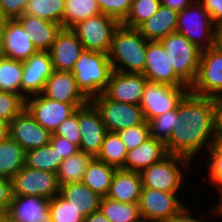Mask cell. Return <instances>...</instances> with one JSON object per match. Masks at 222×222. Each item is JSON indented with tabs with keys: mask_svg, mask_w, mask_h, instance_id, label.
<instances>
[{
	"mask_svg": "<svg viewBox=\"0 0 222 222\" xmlns=\"http://www.w3.org/2000/svg\"><path fill=\"white\" fill-rule=\"evenodd\" d=\"M0 22H3V18L1 17V15H0Z\"/></svg>",
	"mask_w": 222,
	"mask_h": 222,
	"instance_id": "cell-59",
	"label": "cell"
},
{
	"mask_svg": "<svg viewBox=\"0 0 222 222\" xmlns=\"http://www.w3.org/2000/svg\"><path fill=\"white\" fill-rule=\"evenodd\" d=\"M65 0H29L24 14L45 19L57 24L62 23Z\"/></svg>",
	"mask_w": 222,
	"mask_h": 222,
	"instance_id": "cell-36",
	"label": "cell"
},
{
	"mask_svg": "<svg viewBox=\"0 0 222 222\" xmlns=\"http://www.w3.org/2000/svg\"><path fill=\"white\" fill-rule=\"evenodd\" d=\"M54 68L49 51L38 50L29 59L23 61L21 96L25 99L42 94L47 79L53 74Z\"/></svg>",
	"mask_w": 222,
	"mask_h": 222,
	"instance_id": "cell-17",
	"label": "cell"
},
{
	"mask_svg": "<svg viewBox=\"0 0 222 222\" xmlns=\"http://www.w3.org/2000/svg\"><path fill=\"white\" fill-rule=\"evenodd\" d=\"M63 157L50 144L25 152V166L57 173Z\"/></svg>",
	"mask_w": 222,
	"mask_h": 222,
	"instance_id": "cell-32",
	"label": "cell"
},
{
	"mask_svg": "<svg viewBox=\"0 0 222 222\" xmlns=\"http://www.w3.org/2000/svg\"><path fill=\"white\" fill-rule=\"evenodd\" d=\"M213 146L222 153V125L219 123L216 129Z\"/></svg>",
	"mask_w": 222,
	"mask_h": 222,
	"instance_id": "cell-52",
	"label": "cell"
},
{
	"mask_svg": "<svg viewBox=\"0 0 222 222\" xmlns=\"http://www.w3.org/2000/svg\"><path fill=\"white\" fill-rule=\"evenodd\" d=\"M12 196H37L52 199L59 194L57 175L51 171L24 166L12 179Z\"/></svg>",
	"mask_w": 222,
	"mask_h": 222,
	"instance_id": "cell-12",
	"label": "cell"
},
{
	"mask_svg": "<svg viewBox=\"0 0 222 222\" xmlns=\"http://www.w3.org/2000/svg\"><path fill=\"white\" fill-rule=\"evenodd\" d=\"M192 213V207H188V205L186 204L173 216V218L169 222H207L204 221L202 218L200 220L199 217H193L195 214Z\"/></svg>",
	"mask_w": 222,
	"mask_h": 222,
	"instance_id": "cell-49",
	"label": "cell"
},
{
	"mask_svg": "<svg viewBox=\"0 0 222 222\" xmlns=\"http://www.w3.org/2000/svg\"><path fill=\"white\" fill-rule=\"evenodd\" d=\"M147 81L142 73L112 71L103 94L115 102L139 105Z\"/></svg>",
	"mask_w": 222,
	"mask_h": 222,
	"instance_id": "cell-18",
	"label": "cell"
},
{
	"mask_svg": "<svg viewBox=\"0 0 222 222\" xmlns=\"http://www.w3.org/2000/svg\"><path fill=\"white\" fill-rule=\"evenodd\" d=\"M219 123L222 125V99L219 100Z\"/></svg>",
	"mask_w": 222,
	"mask_h": 222,
	"instance_id": "cell-56",
	"label": "cell"
},
{
	"mask_svg": "<svg viewBox=\"0 0 222 222\" xmlns=\"http://www.w3.org/2000/svg\"><path fill=\"white\" fill-rule=\"evenodd\" d=\"M65 11L61 26L71 29L77 23L89 17L100 14V8L95 0H65Z\"/></svg>",
	"mask_w": 222,
	"mask_h": 222,
	"instance_id": "cell-34",
	"label": "cell"
},
{
	"mask_svg": "<svg viewBox=\"0 0 222 222\" xmlns=\"http://www.w3.org/2000/svg\"><path fill=\"white\" fill-rule=\"evenodd\" d=\"M120 24L117 19L100 13L77 23L71 30L81 41L84 50L108 54L114 32Z\"/></svg>",
	"mask_w": 222,
	"mask_h": 222,
	"instance_id": "cell-7",
	"label": "cell"
},
{
	"mask_svg": "<svg viewBox=\"0 0 222 222\" xmlns=\"http://www.w3.org/2000/svg\"><path fill=\"white\" fill-rule=\"evenodd\" d=\"M59 195L78 210L84 217L98 211L101 196L83 182H75L60 187Z\"/></svg>",
	"mask_w": 222,
	"mask_h": 222,
	"instance_id": "cell-27",
	"label": "cell"
},
{
	"mask_svg": "<svg viewBox=\"0 0 222 222\" xmlns=\"http://www.w3.org/2000/svg\"><path fill=\"white\" fill-rule=\"evenodd\" d=\"M49 215L53 222H83L84 216L59 194L49 201Z\"/></svg>",
	"mask_w": 222,
	"mask_h": 222,
	"instance_id": "cell-39",
	"label": "cell"
},
{
	"mask_svg": "<svg viewBox=\"0 0 222 222\" xmlns=\"http://www.w3.org/2000/svg\"><path fill=\"white\" fill-rule=\"evenodd\" d=\"M150 136L162 142H166L172 131L179 128L181 123H178L177 108L161 114L149 122Z\"/></svg>",
	"mask_w": 222,
	"mask_h": 222,
	"instance_id": "cell-38",
	"label": "cell"
},
{
	"mask_svg": "<svg viewBox=\"0 0 222 222\" xmlns=\"http://www.w3.org/2000/svg\"><path fill=\"white\" fill-rule=\"evenodd\" d=\"M83 50L76 34L71 29L62 28L49 50L54 70L71 72Z\"/></svg>",
	"mask_w": 222,
	"mask_h": 222,
	"instance_id": "cell-20",
	"label": "cell"
},
{
	"mask_svg": "<svg viewBox=\"0 0 222 222\" xmlns=\"http://www.w3.org/2000/svg\"><path fill=\"white\" fill-rule=\"evenodd\" d=\"M30 36L33 45L40 51H49L58 33L63 28L60 24L28 14L16 18Z\"/></svg>",
	"mask_w": 222,
	"mask_h": 222,
	"instance_id": "cell-25",
	"label": "cell"
},
{
	"mask_svg": "<svg viewBox=\"0 0 222 222\" xmlns=\"http://www.w3.org/2000/svg\"><path fill=\"white\" fill-rule=\"evenodd\" d=\"M192 163L186 157L168 154L161 161L140 172L142 188L164 192H180V187L185 182L184 177L187 169L192 166Z\"/></svg>",
	"mask_w": 222,
	"mask_h": 222,
	"instance_id": "cell-4",
	"label": "cell"
},
{
	"mask_svg": "<svg viewBox=\"0 0 222 222\" xmlns=\"http://www.w3.org/2000/svg\"><path fill=\"white\" fill-rule=\"evenodd\" d=\"M127 148L118 133L106 132L97 159L120 169L124 166Z\"/></svg>",
	"mask_w": 222,
	"mask_h": 222,
	"instance_id": "cell-33",
	"label": "cell"
},
{
	"mask_svg": "<svg viewBox=\"0 0 222 222\" xmlns=\"http://www.w3.org/2000/svg\"><path fill=\"white\" fill-rule=\"evenodd\" d=\"M88 103H63L51 100L43 94L26 98V109L33 118L51 134L80 107Z\"/></svg>",
	"mask_w": 222,
	"mask_h": 222,
	"instance_id": "cell-13",
	"label": "cell"
},
{
	"mask_svg": "<svg viewBox=\"0 0 222 222\" xmlns=\"http://www.w3.org/2000/svg\"><path fill=\"white\" fill-rule=\"evenodd\" d=\"M218 197H219V202H217L218 204H216L213 209L212 212L214 213V215L216 214V216H222V188L220 190H218Z\"/></svg>",
	"mask_w": 222,
	"mask_h": 222,
	"instance_id": "cell-54",
	"label": "cell"
},
{
	"mask_svg": "<svg viewBox=\"0 0 222 222\" xmlns=\"http://www.w3.org/2000/svg\"><path fill=\"white\" fill-rule=\"evenodd\" d=\"M159 41L164 46L175 73L190 87L197 76L202 50L178 32Z\"/></svg>",
	"mask_w": 222,
	"mask_h": 222,
	"instance_id": "cell-6",
	"label": "cell"
},
{
	"mask_svg": "<svg viewBox=\"0 0 222 222\" xmlns=\"http://www.w3.org/2000/svg\"><path fill=\"white\" fill-rule=\"evenodd\" d=\"M167 155L165 143L150 136L136 148L127 151L125 163L121 169L141 172Z\"/></svg>",
	"mask_w": 222,
	"mask_h": 222,
	"instance_id": "cell-22",
	"label": "cell"
},
{
	"mask_svg": "<svg viewBox=\"0 0 222 222\" xmlns=\"http://www.w3.org/2000/svg\"><path fill=\"white\" fill-rule=\"evenodd\" d=\"M30 36L17 19H3L0 27V55L20 61L29 59L38 51Z\"/></svg>",
	"mask_w": 222,
	"mask_h": 222,
	"instance_id": "cell-14",
	"label": "cell"
},
{
	"mask_svg": "<svg viewBox=\"0 0 222 222\" xmlns=\"http://www.w3.org/2000/svg\"><path fill=\"white\" fill-rule=\"evenodd\" d=\"M117 133L125 144L127 150H132L150 137V127L149 123L145 121L140 125L129 127L128 129L121 130Z\"/></svg>",
	"mask_w": 222,
	"mask_h": 222,
	"instance_id": "cell-42",
	"label": "cell"
},
{
	"mask_svg": "<svg viewBox=\"0 0 222 222\" xmlns=\"http://www.w3.org/2000/svg\"><path fill=\"white\" fill-rule=\"evenodd\" d=\"M45 97L63 103H89L90 100L78 88L74 75L70 71L54 70L47 79Z\"/></svg>",
	"mask_w": 222,
	"mask_h": 222,
	"instance_id": "cell-21",
	"label": "cell"
},
{
	"mask_svg": "<svg viewBox=\"0 0 222 222\" xmlns=\"http://www.w3.org/2000/svg\"><path fill=\"white\" fill-rule=\"evenodd\" d=\"M142 190L140 172L116 169L106 197L122 203L139 204Z\"/></svg>",
	"mask_w": 222,
	"mask_h": 222,
	"instance_id": "cell-23",
	"label": "cell"
},
{
	"mask_svg": "<svg viewBox=\"0 0 222 222\" xmlns=\"http://www.w3.org/2000/svg\"><path fill=\"white\" fill-rule=\"evenodd\" d=\"M49 199L13 196L7 215L11 222H41L49 214Z\"/></svg>",
	"mask_w": 222,
	"mask_h": 222,
	"instance_id": "cell-24",
	"label": "cell"
},
{
	"mask_svg": "<svg viewBox=\"0 0 222 222\" xmlns=\"http://www.w3.org/2000/svg\"><path fill=\"white\" fill-rule=\"evenodd\" d=\"M26 108V99L12 92L0 91V119L11 122Z\"/></svg>",
	"mask_w": 222,
	"mask_h": 222,
	"instance_id": "cell-40",
	"label": "cell"
},
{
	"mask_svg": "<svg viewBox=\"0 0 222 222\" xmlns=\"http://www.w3.org/2000/svg\"><path fill=\"white\" fill-rule=\"evenodd\" d=\"M41 222H53V221H52V219H51V216L48 214V215L46 216V218H45L43 221H41Z\"/></svg>",
	"mask_w": 222,
	"mask_h": 222,
	"instance_id": "cell-58",
	"label": "cell"
},
{
	"mask_svg": "<svg viewBox=\"0 0 222 222\" xmlns=\"http://www.w3.org/2000/svg\"><path fill=\"white\" fill-rule=\"evenodd\" d=\"M78 123L81 135L79 151L87 153L93 158L97 157L107 130L100 112L91 102L78 108Z\"/></svg>",
	"mask_w": 222,
	"mask_h": 222,
	"instance_id": "cell-15",
	"label": "cell"
},
{
	"mask_svg": "<svg viewBox=\"0 0 222 222\" xmlns=\"http://www.w3.org/2000/svg\"><path fill=\"white\" fill-rule=\"evenodd\" d=\"M194 0H160L161 5L174 9L177 12L184 10Z\"/></svg>",
	"mask_w": 222,
	"mask_h": 222,
	"instance_id": "cell-50",
	"label": "cell"
},
{
	"mask_svg": "<svg viewBox=\"0 0 222 222\" xmlns=\"http://www.w3.org/2000/svg\"><path fill=\"white\" fill-rule=\"evenodd\" d=\"M177 117L181 124L165 142L166 150L194 162L199 152L205 153L213 145L219 124V100L188 91L177 105Z\"/></svg>",
	"mask_w": 222,
	"mask_h": 222,
	"instance_id": "cell-1",
	"label": "cell"
},
{
	"mask_svg": "<svg viewBox=\"0 0 222 222\" xmlns=\"http://www.w3.org/2000/svg\"><path fill=\"white\" fill-rule=\"evenodd\" d=\"M49 144L57 150V153L61 155L63 159H66L79 151V148L66 138L55 136L53 134L51 135Z\"/></svg>",
	"mask_w": 222,
	"mask_h": 222,
	"instance_id": "cell-46",
	"label": "cell"
},
{
	"mask_svg": "<svg viewBox=\"0 0 222 222\" xmlns=\"http://www.w3.org/2000/svg\"><path fill=\"white\" fill-rule=\"evenodd\" d=\"M90 102L100 112L108 132L117 133L146 121L140 105L115 102L108 99L103 93L93 97Z\"/></svg>",
	"mask_w": 222,
	"mask_h": 222,
	"instance_id": "cell-9",
	"label": "cell"
},
{
	"mask_svg": "<svg viewBox=\"0 0 222 222\" xmlns=\"http://www.w3.org/2000/svg\"><path fill=\"white\" fill-rule=\"evenodd\" d=\"M111 72L108 54L90 50L82 51L71 71L78 88L89 100L103 93Z\"/></svg>",
	"mask_w": 222,
	"mask_h": 222,
	"instance_id": "cell-3",
	"label": "cell"
},
{
	"mask_svg": "<svg viewBox=\"0 0 222 222\" xmlns=\"http://www.w3.org/2000/svg\"><path fill=\"white\" fill-rule=\"evenodd\" d=\"M12 197L11 179L0 177V215L8 213Z\"/></svg>",
	"mask_w": 222,
	"mask_h": 222,
	"instance_id": "cell-47",
	"label": "cell"
},
{
	"mask_svg": "<svg viewBox=\"0 0 222 222\" xmlns=\"http://www.w3.org/2000/svg\"><path fill=\"white\" fill-rule=\"evenodd\" d=\"M83 222H111L100 210L84 217Z\"/></svg>",
	"mask_w": 222,
	"mask_h": 222,
	"instance_id": "cell-51",
	"label": "cell"
},
{
	"mask_svg": "<svg viewBox=\"0 0 222 222\" xmlns=\"http://www.w3.org/2000/svg\"><path fill=\"white\" fill-rule=\"evenodd\" d=\"M0 222H11L9 216L7 214L0 215Z\"/></svg>",
	"mask_w": 222,
	"mask_h": 222,
	"instance_id": "cell-57",
	"label": "cell"
},
{
	"mask_svg": "<svg viewBox=\"0 0 222 222\" xmlns=\"http://www.w3.org/2000/svg\"><path fill=\"white\" fill-rule=\"evenodd\" d=\"M9 134L25 151L48 145L52 135L26 108L9 123Z\"/></svg>",
	"mask_w": 222,
	"mask_h": 222,
	"instance_id": "cell-19",
	"label": "cell"
},
{
	"mask_svg": "<svg viewBox=\"0 0 222 222\" xmlns=\"http://www.w3.org/2000/svg\"><path fill=\"white\" fill-rule=\"evenodd\" d=\"M92 158L91 155L78 151L76 154L64 159L56 173L59 187L70 183L82 182L85 170Z\"/></svg>",
	"mask_w": 222,
	"mask_h": 222,
	"instance_id": "cell-30",
	"label": "cell"
},
{
	"mask_svg": "<svg viewBox=\"0 0 222 222\" xmlns=\"http://www.w3.org/2000/svg\"><path fill=\"white\" fill-rule=\"evenodd\" d=\"M23 61L0 55V91L21 95Z\"/></svg>",
	"mask_w": 222,
	"mask_h": 222,
	"instance_id": "cell-35",
	"label": "cell"
},
{
	"mask_svg": "<svg viewBox=\"0 0 222 222\" xmlns=\"http://www.w3.org/2000/svg\"><path fill=\"white\" fill-rule=\"evenodd\" d=\"M215 47L222 51V25L217 26L216 36H215Z\"/></svg>",
	"mask_w": 222,
	"mask_h": 222,
	"instance_id": "cell-55",
	"label": "cell"
},
{
	"mask_svg": "<svg viewBox=\"0 0 222 222\" xmlns=\"http://www.w3.org/2000/svg\"><path fill=\"white\" fill-rule=\"evenodd\" d=\"M189 91V86H172L147 81L140 107L147 122L177 108L178 103Z\"/></svg>",
	"mask_w": 222,
	"mask_h": 222,
	"instance_id": "cell-10",
	"label": "cell"
},
{
	"mask_svg": "<svg viewBox=\"0 0 222 222\" xmlns=\"http://www.w3.org/2000/svg\"><path fill=\"white\" fill-rule=\"evenodd\" d=\"M29 0H0V15L3 19H16L25 12Z\"/></svg>",
	"mask_w": 222,
	"mask_h": 222,
	"instance_id": "cell-45",
	"label": "cell"
},
{
	"mask_svg": "<svg viewBox=\"0 0 222 222\" xmlns=\"http://www.w3.org/2000/svg\"><path fill=\"white\" fill-rule=\"evenodd\" d=\"M203 8L208 12L212 21L217 25H222V0H198Z\"/></svg>",
	"mask_w": 222,
	"mask_h": 222,
	"instance_id": "cell-48",
	"label": "cell"
},
{
	"mask_svg": "<svg viewBox=\"0 0 222 222\" xmlns=\"http://www.w3.org/2000/svg\"><path fill=\"white\" fill-rule=\"evenodd\" d=\"M104 15L117 19L120 23L127 17L132 0H95Z\"/></svg>",
	"mask_w": 222,
	"mask_h": 222,
	"instance_id": "cell-43",
	"label": "cell"
},
{
	"mask_svg": "<svg viewBox=\"0 0 222 222\" xmlns=\"http://www.w3.org/2000/svg\"><path fill=\"white\" fill-rule=\"evenodd\" d=\"M99 210L111 222H143L139 212V204L122 203L102 197Z\"/></svg>",
	"mask_w": 222,
	"mask_h": 222,
	"instance_id": "cell-31",
	"label": "cell"
},
{
	"mask_svg": "<svg viewBox=\"0 0 222 222\" xmlns=\"http://www.w3.org/2000/svg\"><path fill=\"white\" fill-rule=\"evenodd\" d=\"M9 136V122L0 119V142L6 140Z\"/></svg>",
	"mask_w": 222,
	"mask_h": 222,
	"instance_id": "cell-53",
	"label": "cell"
},
{
	"mask_svg": "<svg viewBox=\"0 0 222 222\" xmlns=\"http://www.w3.org/2000/svg\"><path fill=\"white\" fill-rule=\"evenodd\" d=\"M217 25L198 0L178 12L176 32L185 36L200 50L215 46Z\"/></svg>",
	"mask_w": 222,
	"mask_h": 222,
	"instance_id": "cell-5",
	"label": "cell"
},
{
	"mask_svg": "<svg viewBox=\"0 0 222 222\" xmlns=\"http://www.w3.org/2000/svg\"><path fill=\"white\" fill-rule=\"evenodd\" d=\"M179 192H164L142 188L139 212L143 222H169L187 203L179 199Z\"/></svg>",
	"mask_w": 222,
	"mask_h": 222,
	"instance_id": "cell-11",
	"label": "cell"
},
{
	"mask_svg": "<svg viewBox=\"0 0 222 222\" xmlns=\"http://www.w3.org/2000/svg\"><path fill=\"white\" fill-rule=\"evenodd\" d=\"M53 135L66 138L79 148L81 135L78 123V109L57 127Z\"/></svg>",
	"mask_w": 222,
	"mask_h": 222,
	"instance_id": "cell-44",
	"label": "cell"
},
{
	"mask_svg": "<svg viewBox=\"0 0 222 222\" xmlns=\"http://www.w3.org/2000/svg\"><path fill=\"white\" fill-rule=\"evenodd\" d=\"M143 76L150 82L188 86L173 70L160 41H148Z\"/></svg>",
	"mask_w": 222,
	"mask_h": 222,
	"instance_id": "cell-16",
	"label": "cell"
},
{
	"mask_svg": "<svg viewBox=\"0 0 222 222\" xmlns=\"http://www.w3.org/2000/svg\"><path fill=\"white\" fill-rule=\"evenodd\" d=\"M206 168L208 169V181L216 187L217 191L222 188V153L213 145L207 149ZM209 154V155H208Z\"/></svg>",
	"mask_w": 222,
	"mask_h": 222,
	"instance_id": "cell-41",
	"label": "cell"
},
{
	"mask_svg": "<svg viewBox=\"0 0 222 222\" xmlns=\"http://www.w3.org/2000/svg\"><path fill=\"white\" fill-rule=\"evenodd\" d=\"M116 169L94 157L85 170L82 182L101 197H106Z\"/></svg>",
	"mask_w": 222,
	"mask_h": 222,
	"instance_id": "cell-28",
	"label": "cell"
},
{
	"mask_svg": "<svg viewBox=\"0 0 222 222\" xmlns=\"http://www.w3.org/2000/svg\"><path fill=\"white\" fill-rule=\"evenodd\" d=\"M160 5V0H132L130 11L121 24L125 27L137 28L153 16Z\"/></svg>",
	"mask_w": 222,
	"mask_h": 222,
	"instance_id": "cell-37",
	"label": "cell"
},
{
	"mask_svg": "<svg viewBox=\"0 0 222 222\" xmlns=\"http://www.w3.org/2000/svg\"><path fill=\"white\" fill-rule=\"evenodd\" d=\"M189 91L199 96L222 99V51L217 47L202 50L197 76Z\"/></svg>",
	"mask_w": 222,
	"mask_h": 222,
	"instance_id": "cell-8",
	"label": "cell"
},
{
	"mask_svg": "<svg viewBox=\"0 0 222 222\" xmlns=\"http://www.w3.org/2000/svg\"><path fill=\"white\" fill-rule=\"evenodd\" d=\"M148 40L136 28L122 24L115 30L108 53L112 71L142 73Z\"/></svg>",
	"mask_w": 222,
	"mask_h": 222,
	"instance_id": "cell-2",
	"label": "cell"
},
{
	"mask_svg": "<svg viewBox=\"0 0 222 222\" xmlns=\"http://www.w3.org/2000/svg\"><path fill=\"white\" fill-rule=\"evenodd\" d=\"M178 12L160 5L155 14L141 23L136 29L148 41H159L176 32Z\"/></svg>",
	"mask_w": 222,
	"mask_h": 222,
	"instance_id": "cell-26",
	"label": "cell"
},
{
	"mask_svg": "<svg viewBox=\"0 0 222 222\" xmlns=\"http://www.w3.org/2000/svg\"><path fill=\"white\" fill-rule=\"evenodd\" d=\"M25 152L10 136L0 142V177L12 179L25 166Z\"/></svg>",
	"mask_w": 222,
	"mask_h": 222,
	"instance_id": "cell-29",
	"label": "cell"
}]
</instances>
